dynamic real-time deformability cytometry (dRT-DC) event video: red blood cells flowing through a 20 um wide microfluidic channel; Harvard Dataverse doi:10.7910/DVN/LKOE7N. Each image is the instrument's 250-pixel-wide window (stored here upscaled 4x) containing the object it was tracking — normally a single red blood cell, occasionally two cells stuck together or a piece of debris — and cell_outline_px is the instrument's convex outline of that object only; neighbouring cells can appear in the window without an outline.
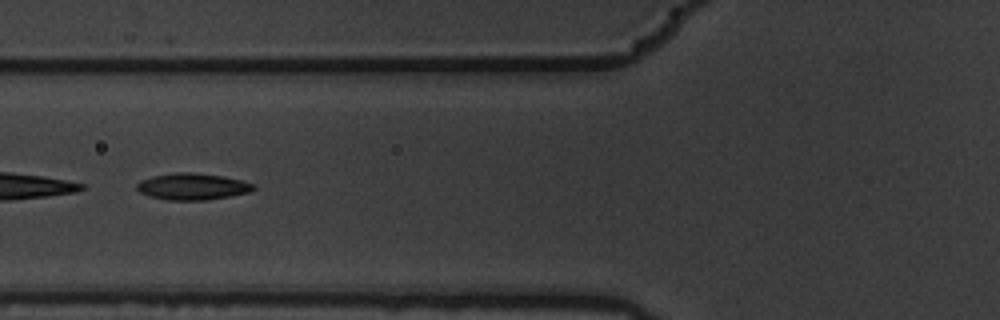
{"species": "common noctule bat (a hibernating species)", "species_latin": "Nyctalus noctula", "temperature_condition": "warm", "stored_images_in_passage": 9, "segment_of_instrument_passage": [2, 2], "camera_frame_rate_fps": 3000, "um_per_image_px": 0.085, "animal": {"sex": "male", "body_mass_g": 19.5, "forearm_length_mm": 54.6}, "frame": {"image": 1, "passage_image": 6, "time_ms": 1.667, "image_size_px": [1000, 320], "cell_outline_px": [[256, 188], [252, 192], [208, 200], [168, 200], [148, 196], [140, 192], [136, 188], [136, 184], [140, 180], [152, 176], [176, 172], [192, 172], [224, 176], [256, 184]], "centroid_in_image_um": [16.38, 15.85], "position_along_channel_um": 109.4, "area_um2": 18.32}}
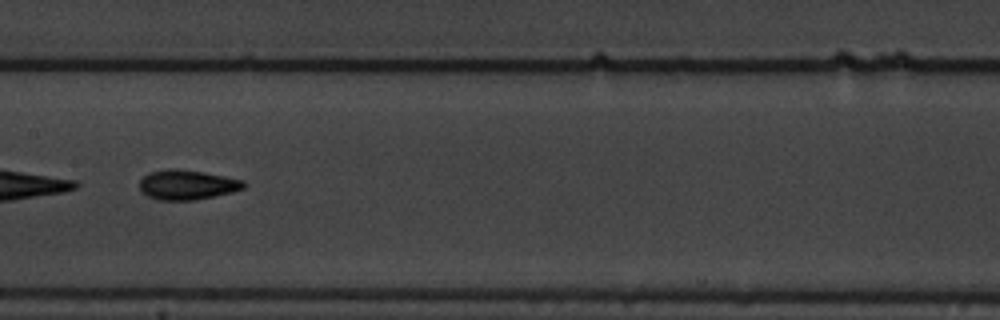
{"frame": {"image": 2, "passage_image": 8, "time_ms": 2.333, "image_size_px": [1000, 320], "cell_outline_px": [[248, 184], [244, 188], [232, 192], [196, 200], [160, 200], [148, 196], [140, 188], [140, 180], [148, 172], [168, 168], [176, 168], [204, 172], [244, 180]], "centroid_in_image_um": [15.93, 15.69], "position_along_channel_um": 191.5, "area_um2": 18.15}}